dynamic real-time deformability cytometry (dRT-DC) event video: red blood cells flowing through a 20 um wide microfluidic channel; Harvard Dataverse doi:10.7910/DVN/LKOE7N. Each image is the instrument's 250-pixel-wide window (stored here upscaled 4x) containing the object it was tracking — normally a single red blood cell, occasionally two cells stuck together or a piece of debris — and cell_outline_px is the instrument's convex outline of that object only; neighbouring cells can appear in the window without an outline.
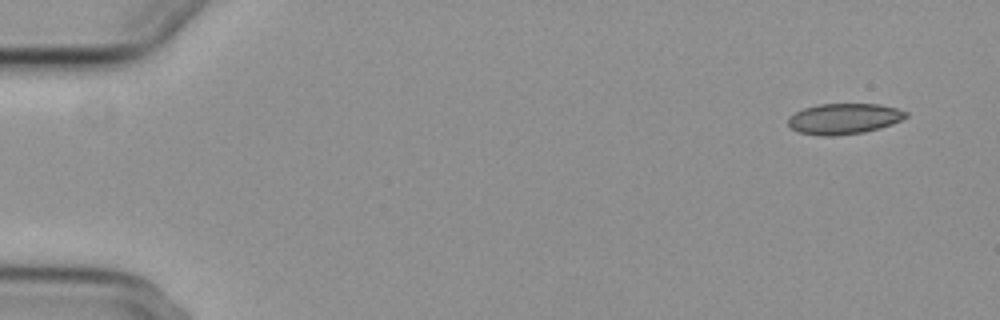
{"species": "common noctule bat (a hibernating species)", "species_latin": "Nyctalus noctula", "temperature_condition": "cold", "stored_images_in_passage": 4, "camera_frame_rate_fps": 3000, "um_per_image_px": 0.085, "animal": {"sex": "female", "body_mass_g": 29.2, "forearm_length_mm": 56.3}, "frame": {"image": 1, "passage_image": 1, "time_ms": 0.0, "image_size_px": [1000, 320], "cell_outline_px": [[908, 116], [892, 124], [880, 128], [864, 132], [832, 136], [820, 136], [800, 132], [792, 128], [788, 124], [788, 116], [804, 108], [820, 104], [880, 104], [896, 108], [908, 112]], "centroid_in_image_um": [71.74, 10.09], "position_along_channel_um": 13.3, "area_um2": 21.04}}
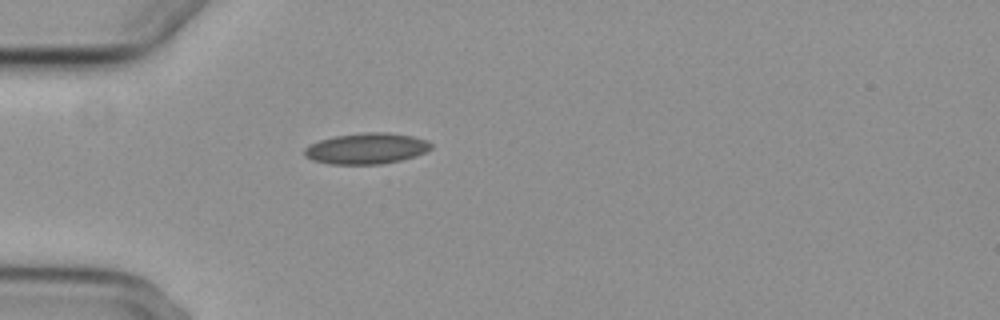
{"frame": {"image": 2, "passage_image": 4, "time_ms": 4.333, "image_size_px": [1000, 320], "cell_outline_px": [[432, 148], [416, 156], [400, 160], [380, 164], [328, 164], [312, 160], [304, 156], [304, 148], [320, 140], [336, 136], [364, 132], [388, 132], [412, 136], [428, 140], [432, 144]], "centroid_in_image_um": [31.16, 12.62], "position_along_channel_um": 53.8, "area_um2": 22.83}}